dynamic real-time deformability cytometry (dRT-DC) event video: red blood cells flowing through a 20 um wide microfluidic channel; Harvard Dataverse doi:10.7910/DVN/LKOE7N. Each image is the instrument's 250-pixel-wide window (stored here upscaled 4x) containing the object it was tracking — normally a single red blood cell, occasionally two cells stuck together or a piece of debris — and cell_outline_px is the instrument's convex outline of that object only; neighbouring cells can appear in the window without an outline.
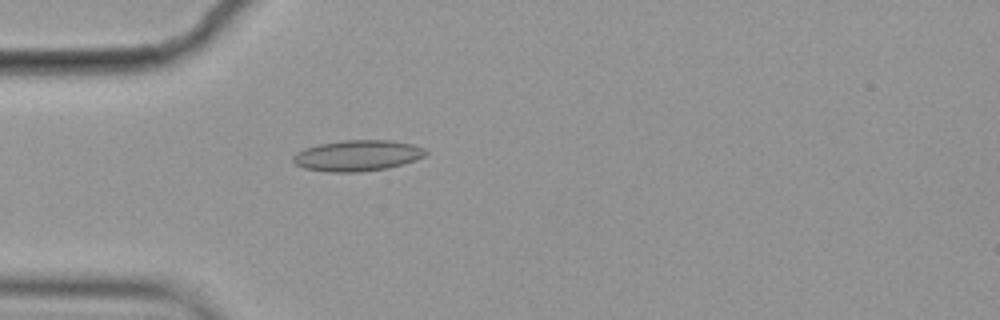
{"species": "common noctule bat (a hibernating species)", "species_latin": "Nyctalus noctula", "temperature_condition": "cold", "stored_images_in_passage": 4, "camera_frame_rate_fps": 3000, "um_per_image_px": 0.085, "animal": {"sex": "female", "body_mass_g": 19.9}, "frame": {"image": 1, "passage_image": 4, "time_ms": 1.0, "image_size_px": [1000, 320], "cell_outline_px": [[428, 152], [424, 156], [416, 160], [388, 168], [356, 172], [328, 172], [304, 168], [296, 164], [292, 160], [292, 156], [296, 152], [304, 148], [320, 144], [344, 140], [392, 140], [412, 144], [424, 148]], "centroid_in_image_um": [30.38, 13.22], "position_along_channel_um": 54.6, "area_um2": 23.93}}